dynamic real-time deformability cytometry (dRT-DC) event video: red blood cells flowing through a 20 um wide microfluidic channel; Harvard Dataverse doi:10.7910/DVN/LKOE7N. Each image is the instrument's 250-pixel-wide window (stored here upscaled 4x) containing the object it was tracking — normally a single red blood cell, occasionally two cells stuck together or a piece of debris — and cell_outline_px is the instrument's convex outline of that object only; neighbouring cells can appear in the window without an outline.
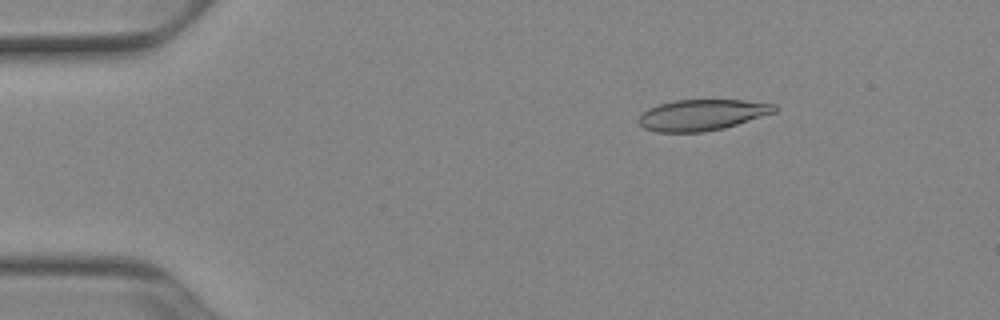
{"species": "Egyptian fruit bat (a non-hibernating species)", "species_latin": "Rousettus aegyptiacus", "temperature_condition": "cold", "stored_images_in_passage": 51, "camera_frame_rate_fps": 3000, "um_per_image_px": 0.085, "animal": {"sex": "female"}, "frame": {"image": 1, "passage_image": 8, "time_ms": 2.333, "image_size_px": [1000, 320], "cell_outline_px": [[780, 108], [776, 112], [724, 128], [704, 132], [656, 132], [644, 128], [636, 120], [648, 108], [660, 104], [676, 100], [744, 100], [776, 104]], "centroid_in_image_um": [59.7, 9.77], "position_along_channel_um": 25.3, "area_um2": 24.62}}
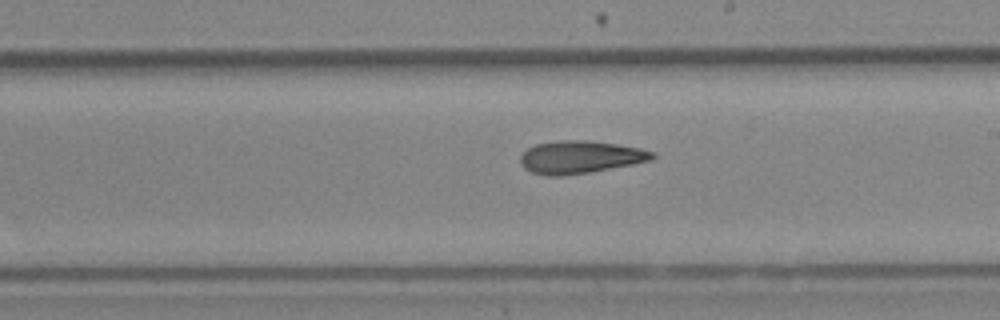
{"frame": {"image": 2, "passage_image": 30, "time_ms": 9.667, "image_size_px": [1000, 320], "cell_outline_px": [[656, 156], [652, 160], [632, 164], [588, 172], [564, 176], [544, 176], [532, 172], [524, 168], [520, 160], [520, 156], [528, 148], [536, 144], [560, 140], [588, 140], [616, 144], [640, 148], [656, 152]], "centroid_in_image_um": [49.32, 13.35], "position_along_channel_um": 239.7, "area_um2": 25.09}}
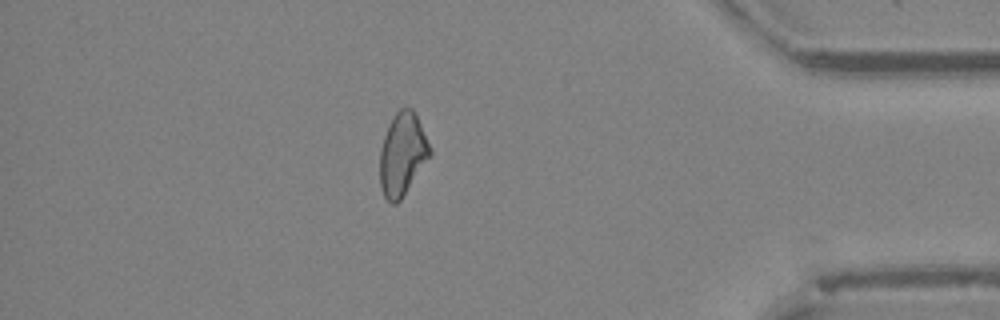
{"frame": {"image": 3, "passage_image": 45, "time_ms": 14.667, "image_size_px": [1000, 320], "cell_outline_px": [[432, 156], [400, 200], [396, 204], [392, 204], [384, 196], [380, 184], [380, 148], [388, 124], [392, 116], [400, 108], [412, 108], [432, 148]], "centroid_in_image_um": [34.22, 13.11], "position_along_channel_um": 401.0, "area_um2": 24.28}, "authors_computed_cell_mechanics": {"area_um2": 24.9118, "velocity_mm_per_s": 3.9206, "shape_relaxation_time_tau1_ms": null, "shape_relaxation_time_tau2_ms": 6.1002, "deformation_change_tau1": null, "deformation_change_tau2": 0.1596}}